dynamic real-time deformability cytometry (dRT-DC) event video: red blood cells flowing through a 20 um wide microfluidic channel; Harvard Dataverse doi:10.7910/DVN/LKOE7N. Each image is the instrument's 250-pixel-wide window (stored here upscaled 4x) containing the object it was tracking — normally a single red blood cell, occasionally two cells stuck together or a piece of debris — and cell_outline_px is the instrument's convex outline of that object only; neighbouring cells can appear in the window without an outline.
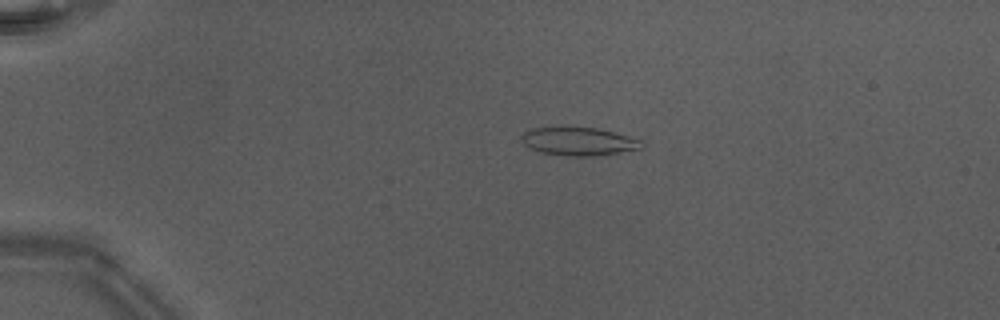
{"species": "Egyptian fruit bat (a non-hibernating species)", "species_latin": "Rousettus aegyptiacus", "temperature_condition": "warm", "stored_images_in_passage": 39, "camera_frame_rate_fps": 3000, "um_per_image_px": 0.085, "animal": {"sex": "male"}, "frame": {"image": 1, "passage_image": 1, "time_ms": 0.0, "image_size_px": [1000, 320], "cell_outline_px": [[644, 148], [596, 156], [568, 156], [544, 152], [528, 148], [520, 140], [520, 136], [524, 132], [532, 128], [596, 128], [628, 136], [640, 140], [644, 144]], "centroid_in_image_um": [49.18, 12.03], "position_along_channel_um": 35.8, "area_um2": 19.48}}
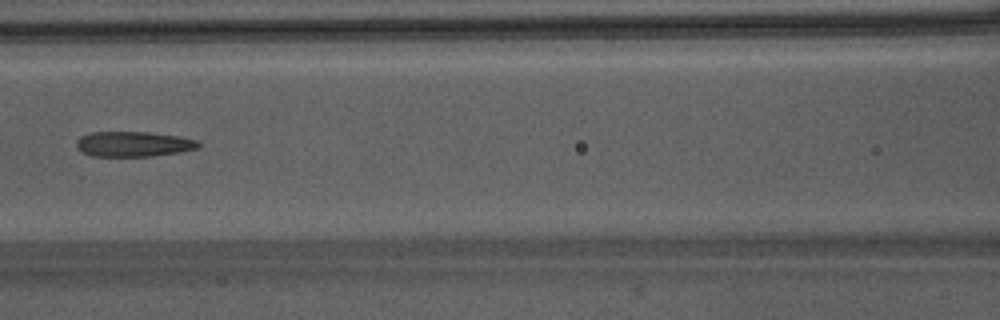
{"frame": {"image": 2, "passage_image": 14, "time_ms": 4.333, "image_size_px": [1000, 320], "cell_outline_px": [[200, 148], [180, 152], [152, 156], [92, 156], [80, 152], [76, 148], [76, 140], [80, 136], [88, 132], [148, 132], [176, 136], [196, 140], [200, 144]], "centroid_in_image_um": [11.29, 12.25], "position_along_channel_um": 155.3, "area_um2": 18.03}}
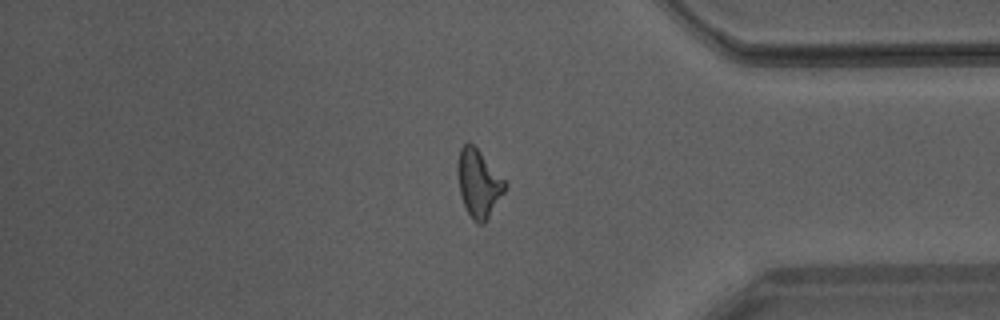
{"frame": {"image": 3, "passage_image": 32, "time_ms": 10.333, "image_size_px": [1000, 320], "cell_outline_px": [[508, 184], [504, 192], [484, 224], [480, 224], [472, 220], [464, 204], [460, 192], [456, 172], [456, 168], [460, 148], [464, 144], [472, 144], [508, 180]], "centroid_in_image_um": [40.7, 15.57], "position_along_channel_um": 394.5, "area_um2": 18.79}, "authors_computed_cell_mechanics": {"area_um2": 18.3226, "velocity_mm_per_s": 4.2676, "shape_relaxation_time_tau1_ms": null, "shape_relaxation_time_tau2_ms": 2.001, "deformation_change_tau1": null, "deformation_change_tau2": 0.12}}